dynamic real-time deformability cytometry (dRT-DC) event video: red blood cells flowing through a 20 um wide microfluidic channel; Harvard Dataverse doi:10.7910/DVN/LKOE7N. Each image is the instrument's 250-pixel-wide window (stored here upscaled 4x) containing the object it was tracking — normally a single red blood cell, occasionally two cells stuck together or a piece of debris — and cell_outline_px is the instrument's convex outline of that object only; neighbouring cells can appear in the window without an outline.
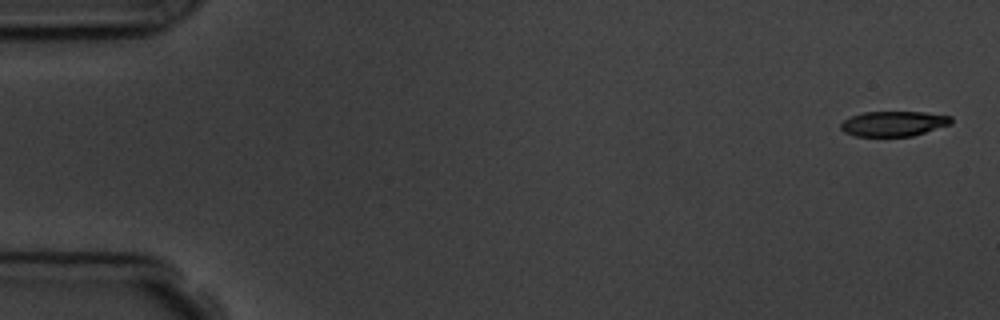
{"species": "common noctule bat (a hibernating species)", "species_latin": "Nyctalus noctula", "temperature_condition": "room temperature", "stored_images_in_passage": 5, "camera_frame_rate_fps": 3000, "um_per_image_px": 0.085, "animal": {"sex": "male", "body_mass_g": 19.5, "forearm_length_mm": 54.6}, "frame": {"image": 1, "passage_image": 1, "time_ms": 0.0, "image_size_px": [1000, 320], "cell_outline_px": [[952, 124], [912, 136], [856, 136], [844, 132], [840, 128], [840, 124], [844, 120], [852, 116], [864, 112], [924, 112], [952, 116]], "centroid_in_image_um": [75.97, 10.51], "position_along_channel_um": 9.0, "area_um2": 16.13}}
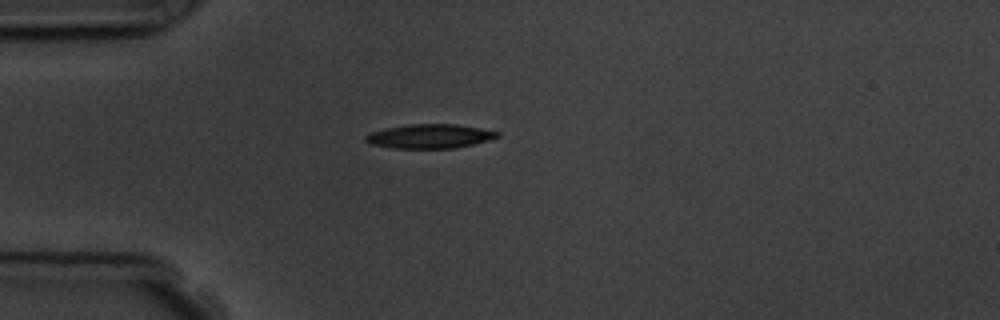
{"frame": {"image": 2, "passage_image": 5, "time_ms": 4.333, "image_size_px": [1000, 320], "cell_outline_px": [[500, 136], [488, 140], [456, 148], [392, 148], [372, 144], [364, 140], [364, 136], [368, 132], [384, 128], [408, 124], [456, 124], [480, 128], [500, 132]], "centroid_in_image_um": [36.49, 11.57], "position_along_channel_um": 48.5, "area_um2": 18.61}}